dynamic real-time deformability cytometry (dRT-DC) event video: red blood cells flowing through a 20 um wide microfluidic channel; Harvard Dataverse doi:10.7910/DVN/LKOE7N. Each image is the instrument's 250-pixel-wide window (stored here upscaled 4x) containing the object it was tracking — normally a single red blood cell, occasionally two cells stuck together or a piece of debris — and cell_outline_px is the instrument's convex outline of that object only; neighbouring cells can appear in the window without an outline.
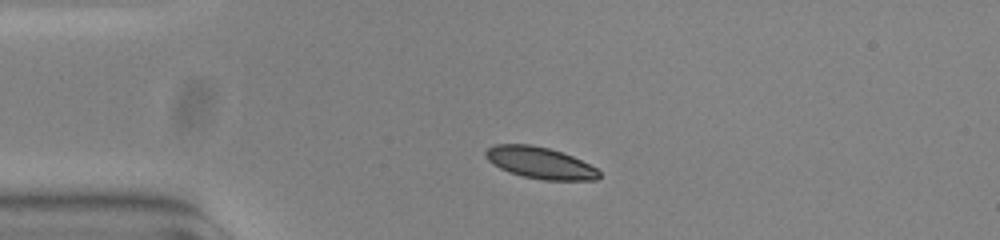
{"species": "common noctule bat (a hibernating species)", "species_latin": "Nyctalus noctula", "temperature_condition": "warm", "stored_images_in_passage": 43, "camera_frame_rate_fps": 3000, "um_per_image_px": 0.085, "animal": {"sex": "female", "body_mass_g": 23.0, "forearm_length_mm": 53.4}, "frame": {"image": 1, "passage_image": 1, "time_ms": 0.0, "image_size_px": [1000, 240], "cell_outline_px": [[600, 176], [596, 180], [544, 180], [524, 176], [508, 172], [492, 164], [484, 156], [484, 152], [488, 148], [496, 144], [528, 144], [548, 148], [572, 156], [596, 168], [600, 172]], "centroid_in_image_um": [45.87, 13.84], "position_along_channel_um": 39.1, "area_um2": 20.75}}
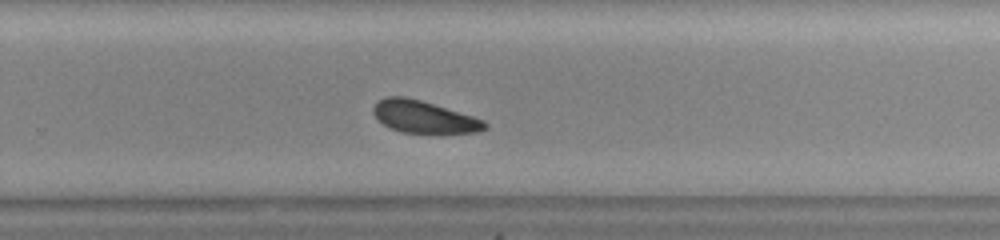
{"frame": {"image": 2, "passage_image": 24, "time_ms": 7.667, "image_size_px": [1000, 240], "cell_outline_px": [[488, 128], [480, 132], [440, 136], [400, 132], [388, 128], [372, 112], [372, 108], [380, 100], [388, 96], [404, 96], [420, 100], [472, 116], [484, 120], [488, 124]], "centroid_in_image_um": [36.1, 10.01], "position_along_channel_um": 293.7, "area_um2": 21.68}}
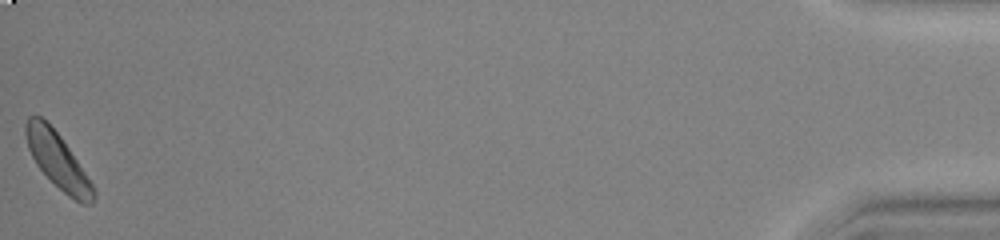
{"frame": {"image": 3, "passage_image": 43, "time_ms": 14.0, "image_size_px": [1000, 240], "cell_outline_px": [[96, 196], [92, 204], [80, 204], [68, 196], [36, 164], [28, 148], [24, 132], [24, 124], [28, 116], [40, 116], [60, 136], [92, 184], [96, 192]], "centroid_in_image_um": [4.89, 13.65], "position_along_channel_um": 430.3, "area_um2": 21.33}, "authors_computed_cell_mechanics": {"area_um2": 21.7328, "velocity_mm_per_s": 3.7302, "shape_relaxation_time_tau1_ms": 1.722, "shape_relaxation_time_tau2_ms": 9.0528, "deformation_change_tau1": 0.0694, "deformation_change_tau2": 0.1579}}